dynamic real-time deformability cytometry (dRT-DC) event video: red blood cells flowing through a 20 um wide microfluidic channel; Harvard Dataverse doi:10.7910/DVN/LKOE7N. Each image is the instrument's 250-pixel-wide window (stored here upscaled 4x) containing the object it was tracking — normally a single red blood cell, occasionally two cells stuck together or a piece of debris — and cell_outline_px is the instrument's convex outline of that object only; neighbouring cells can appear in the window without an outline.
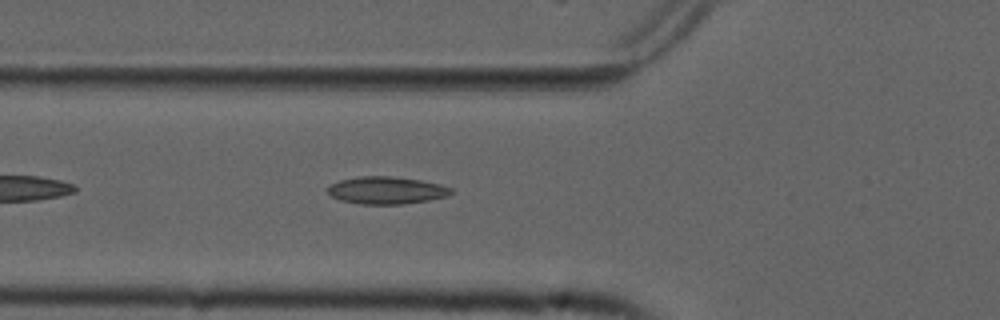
{"species": "common noctule bat (a hibernating species)", "species_latin": "Nyctalus noctula", "temperature_condition": "cold", "stored_images_in_passage": 41, "camera_frame_rate_fps": 3000, "um_per_image_px": 0.085, "animal": {"sex": "male", "forearm_length_mm": 52.5}, "frame": {"image": 1, "passage_image": 6, "time_ms": 1.667, "image_size_px": [1000, 320], "cell_outline_px": [[452, 192], [448, 196], [428, 200], [400, 204], [360, 204], [340, 200], [332, 196], [328, 192], [328, 188], [332, 184], [340, 180], [360, 176], [392, 176], [420, 180], [440, 184], [452, 188]], "centroid_in_image_um": [32.86, 16.17], "position_along_channel_um": 92.9, "area_um2": 19.54}}
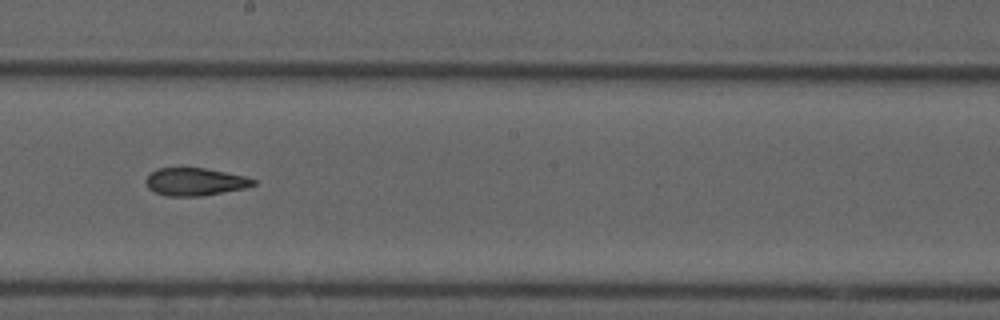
{"frame": {"image": 2, "passage_image": 17, "time_ms": 5.333, "image_size_px": [1000, 320], "cell_outline_px": [[256, 184], [244, 188], [200, 196], [168, 196], [156, 192], [148, 188], [144, 180], [152, 172], [160, 168], [204, 168], [244, 176], [256, 180]], "centroid_in_image_um": [16.56, 15.45], "position_along_channel_um": 231.6, "area_um2": 17.05}}
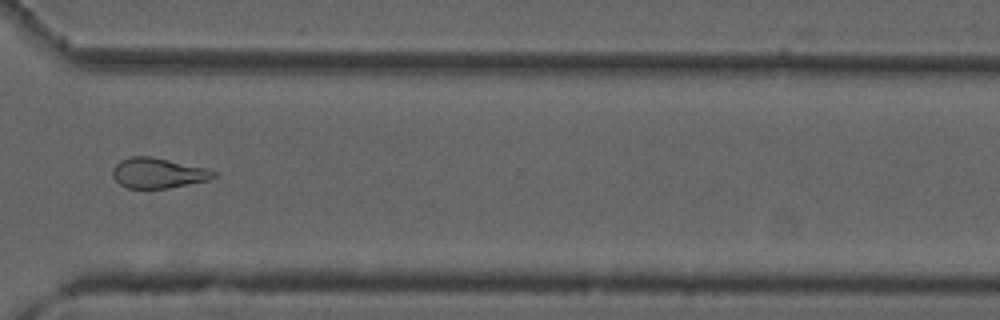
{"frame": {"image": 3, "passage_image": 27, "time_ms": 8.667, "image_size_px": [1000, 320], "cell_outline_px": [[216, 176], [208, 180], [168, 188], [128, 188], [120, 184], [112, 176], [112, 168], [120, 160], [132, 156], [152, 156], [204, 168], [216, 172]], "centroid_in_image_um": [13.39, 14.7], "position_along_channel_um": 357.2, "area_um2": 17.63}, "authors_computed_cell_mechanics": {"area_um2": 18.2648, "velocity_mm_per_s": 3.7729, "shape_relaxation_time_tau1_ms": null, "shape_relaxation_time_tau2_ms": 3.0939, "deformation_change_tau1": null, "deformation_change_tau2": 0.1077}}